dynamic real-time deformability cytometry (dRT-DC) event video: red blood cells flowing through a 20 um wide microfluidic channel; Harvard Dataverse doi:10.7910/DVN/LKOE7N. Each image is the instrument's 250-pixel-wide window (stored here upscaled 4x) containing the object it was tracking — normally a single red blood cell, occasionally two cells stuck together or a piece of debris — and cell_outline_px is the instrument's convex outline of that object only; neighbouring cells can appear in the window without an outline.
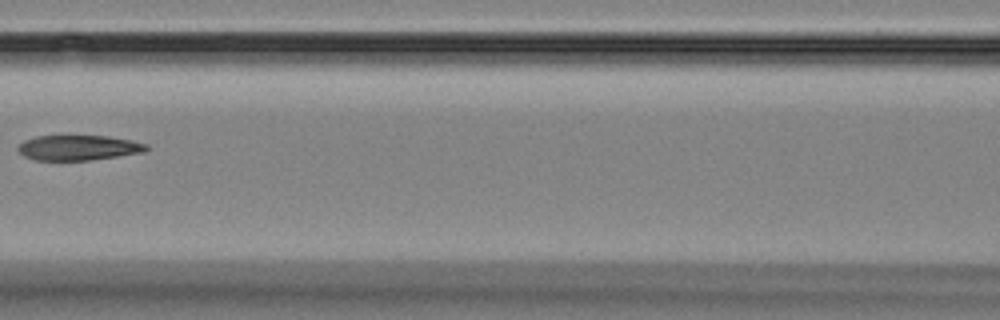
{"species": "Egyptian fruit bat (a non-hibernating species)", "species_latin": "Rousettus aegyptiacus", "temperature_condition": "room temperature", "stored_images_in_passage": 15, "camera_frame_rate_fps": 3000, "um_per_image_px": 0.085, "animal": {"sex": "female"}, "frame": {"image": 1, "passage_image": 7, "time_ms": 7.333, "image_size_px": [1000, 320], "cell_outline_px": [[148, 148], [144, 152], [88, 160], [36, 160], [24, 156], [16, 148], [24, 140], [36, 136], [60, 132], [108, 136], [132, 140], [148, 144]], "centroid_in_image_um": [6.62, 12.49], "position_along_channel_um": 160.0, "area_um2": 19.71}}
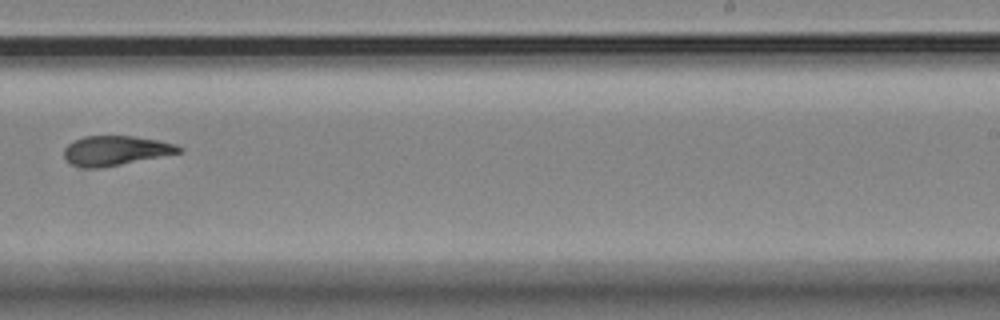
{"frame": {"image": 2, "passage_image": 10, "time_ms": 10.667, "image_size_px": [1000, 320], "cell_outline_px": [[184, 152], [100, 168], [80, 168], [72, 164], [64, 156], [64, 148], [68, 144], [84, 136], [132, 136], [156, 140], [176, 144], [184, 148]], "centroid_in_image_um": [9.85, 12.8], "position_along_channel_um": 279.2, "area_um2": 19.77}}
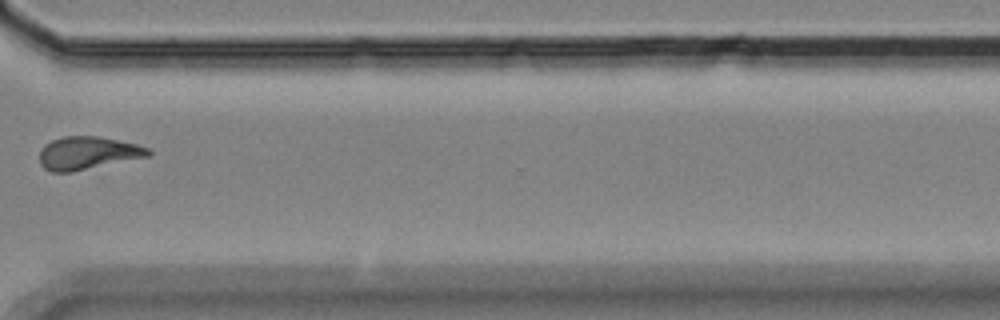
{"frame": {"image": 3, "passage_image": 12, "time_ms": 13.0, "image_size_px": [1000, 320], "cell_outline_px": [[152, 152], [148, 156], [72, 172], [52, 172], [44, 168], [40, 164], [40, 148], [44, 144], [52, 140], [64, 136], [96, 136], [136, 144], [148, 148]], "centroid_in_image_um": [7.41, 13.01], "position_along_channel_um": 363.2, "area_um2": 20.69}, "authors_computed_cell_mechanics": {"area_um2": 19.7098, "velocity_mm_per_s": 3.5908, "shape_relaxation_time_tau1_ms": null, "shape_relaxation_time_tau2_ms": 5.4797, "deformation_change_tau1": null, "deformation_change_tau2": 0.1339}}